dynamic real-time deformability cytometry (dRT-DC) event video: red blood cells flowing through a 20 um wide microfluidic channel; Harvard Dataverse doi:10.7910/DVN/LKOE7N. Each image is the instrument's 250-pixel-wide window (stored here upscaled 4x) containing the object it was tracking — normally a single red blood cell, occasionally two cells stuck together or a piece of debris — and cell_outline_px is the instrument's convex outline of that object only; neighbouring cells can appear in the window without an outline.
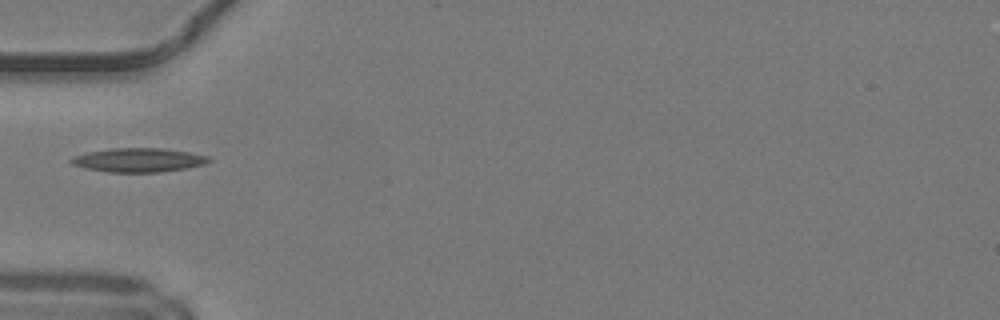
{"species": "common noctule bat (a hibernating species)", "species_latin": "Nyctalus noctula", "temperature_condition": "warm", "stored_images_in_passage": 33, "camera_frame_rate_fps": 3000, "um_per_image_px": 0.085, "animal": {"sex": "male", "body_mass_g": 19.2, "forearm_length_mm": 51.8}, "frame": {"image": 1, "passage_image": 1, "time_ms": 0.0, "image_size_px": [1000, 320], "cell_outline_px": [[212, 160], [204, 164], [184, 168], [160, 172], [108, 172], [84, 168], [72, 164], [68, 160], [72, 156], [88, 152], [112, 148], [160, 148], [188, 152], [208, 156]], "centroid_in_image_um": [11.72, 13.6], "position_along_channel_um": 73.3, "area_um2": 19.13}}
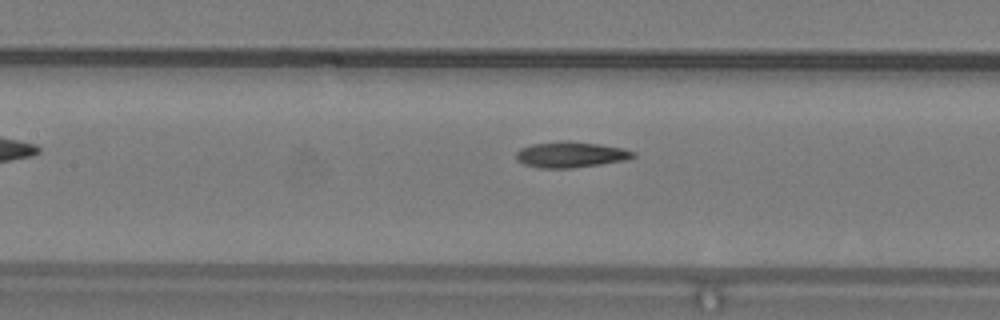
{"frame": {"image": 2, "passage_image": 7, "time_ms": 2.0, "image_size_px": [1000, 320], "cell_outline_px": [[636, 156], [628, 160], [572, 168], [540, 168], [524, 164], [516, 160], [516, 152], [520, 148], [532, 144], [564, 140], [568, 140], [624, 148], [636, 152]], "centroid_in_image_um": [48.52, 13.14], "position_along_channel_um": 158.9, "area_um2": 17.74}}
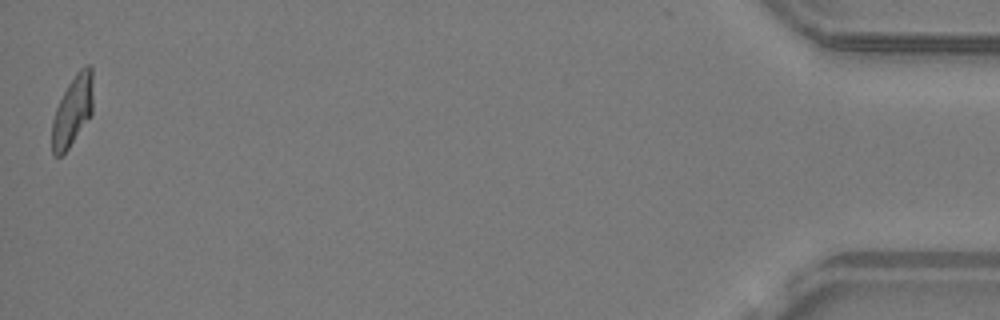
{"frame": {"image": 3, "passage_image": 33, "time_ms": 10.667, "image_size_px": [1000, 320], "cell_outline_px": [[92, 116], [68, 148], [60, 156], [56, 156], [52, 152], [52, 120], [56, 108], [68, 84], [76, 72], [84, 64], [88, 64], [92, 68]], "centroid_in_image_um": [6.18, 9.39], "position_along_channel_um": 429.0, "area_um2": 16.82}, "authors_computed_cell_mechanics": {"area_um2": 17.2822, "velocity_mm_per_s": 4.2271, "shape_relaxation_time_tau1_ms": 8.005, "shape_relaxation_time_tau2_ms": 2.6254, "deformation_change_tau1": 0.2246, "deformation_change_tau2": 0.1027}}